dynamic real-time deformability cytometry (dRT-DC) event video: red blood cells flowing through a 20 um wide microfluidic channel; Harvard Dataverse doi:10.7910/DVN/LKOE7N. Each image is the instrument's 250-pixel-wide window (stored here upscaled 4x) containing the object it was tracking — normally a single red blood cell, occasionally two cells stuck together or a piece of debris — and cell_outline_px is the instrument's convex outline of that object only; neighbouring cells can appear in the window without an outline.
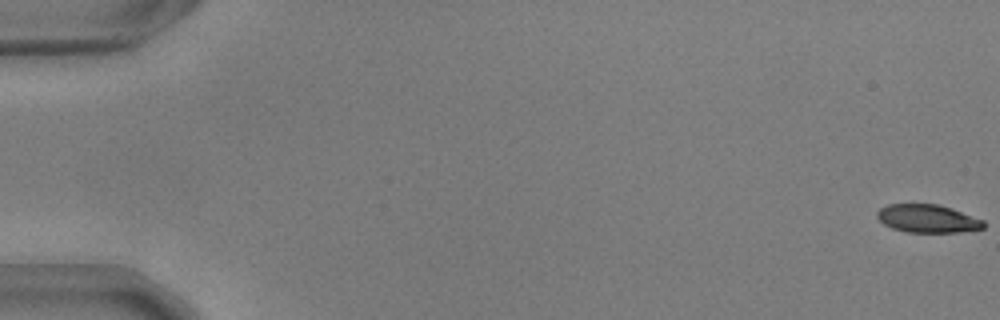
{"species": "common noctule bat (a hibernating species)", "species_latin": "Nyctalus noctula", "temperature_condition": "warm", "stored_images_in_passage": 12, "camera_frame_rate_fps": 3000, "um_per_image_px": 0.085, "animal": {"sex": "male", "body_mass_g": 17.9, "forearm_length_mm": 54.2}, "frame": {"image": 1, "passage_image": 1, "time_ms": 0.0, "image_size_px": [1000, 320], "cell_outline_px": [[984, 228], [960, 232], [904, 232], [892, 228], [884, 224], [876, 216], [876, 212], [880, 208], [888, 204], [940, 204], [952, 208], [984, 220]], "centroid_in_image_um": [78.84, 18.57], "position_along_channel_um": 6.2, "area_um2": 17.51}}